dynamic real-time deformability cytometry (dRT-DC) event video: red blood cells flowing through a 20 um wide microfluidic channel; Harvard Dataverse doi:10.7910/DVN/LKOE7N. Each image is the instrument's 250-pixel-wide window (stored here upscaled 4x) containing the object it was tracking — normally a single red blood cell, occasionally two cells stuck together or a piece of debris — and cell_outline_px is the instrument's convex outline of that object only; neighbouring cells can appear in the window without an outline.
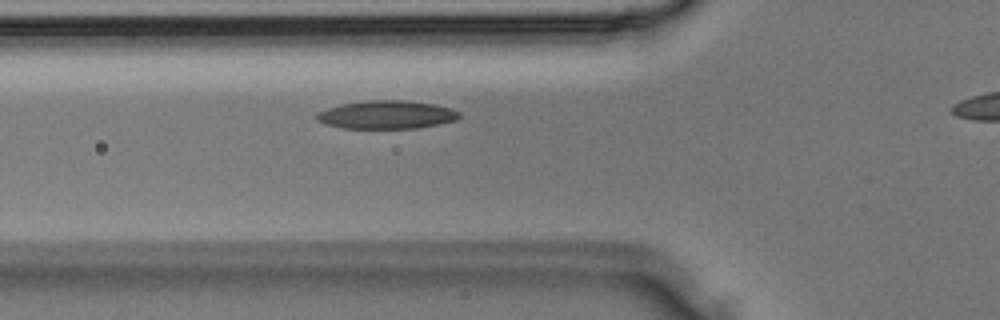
{"species": "Egyptian fruit bat (a non-hibernating species)", "species_latin": "Rousettus aegyptiacus", "temperature_condition": "room temperature", "stored_images_in_passage": 27, "camera_frame_rate_fps": 3000, "um_per_image_px": 0.085, "animal": {"sex": "male"}, "frame": {"image": 1, "passage_image": 9, "time_ms": 2.667, "image_size_px": [1000, 320], "cell_outline_px": [[460, 116], [456, 120], [416, 128], [344, 128], [324, 124], [316, 120], [316, 112], [340, 104], [368, 100], [404, 100], [436, 104], [452, 108], [460, 112]], "centroid_in_image_um": [32.84, 9.74], "position_along_channel_um": 93.0, "area_um2": 23.52}}
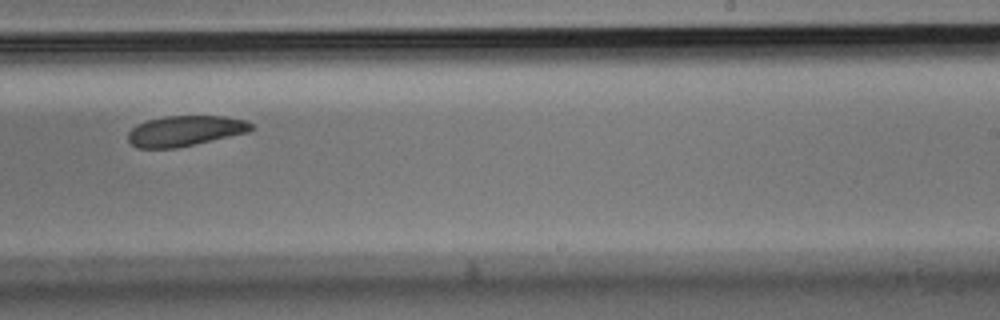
{"frame": {"image": 2, "passage_image": 19, "time_ms": 6.0, "image_size_px": [1000, 320], "cell_outline_px": [[252, 128], [248, 132], [176, 148], [136, 148], [128, 140], [128, 132], [136, 124], [148, 120], [164, 116], [224, 116], [248, 120], [252, 124]], "centroid_in_image_um": [15.71, 11.12], "position_along_channel_um": 273.3, "area_um2": 21.79}}
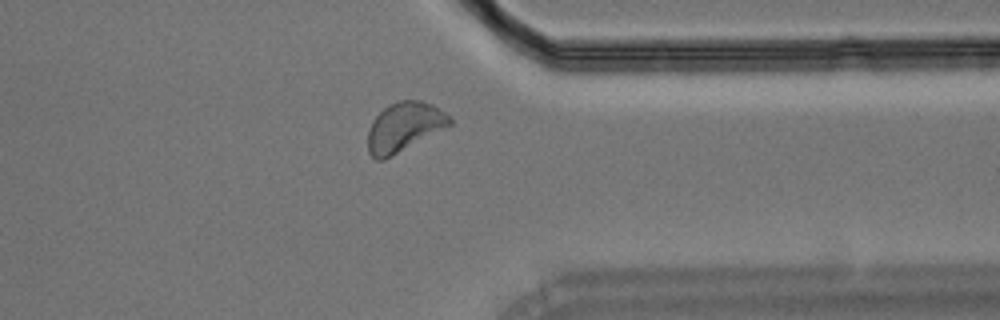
{"frame": {"image": 3, "passage_image": 25, "time_ms": 8.0, "image_size_px": [1000, 320], "cell_outline_px": [[452, 124], [392, 156], [384, 160], [376, 160], [368, 152], [368, 128], [372, 120], [388, 104], [400, 100], [420, 100], [432, 104], [444, 112], [452, 120]], "centroid_in_image_um": [34.32, 10.79], "position_along_channel_um": 377.1, "area_um2": 23.35}}